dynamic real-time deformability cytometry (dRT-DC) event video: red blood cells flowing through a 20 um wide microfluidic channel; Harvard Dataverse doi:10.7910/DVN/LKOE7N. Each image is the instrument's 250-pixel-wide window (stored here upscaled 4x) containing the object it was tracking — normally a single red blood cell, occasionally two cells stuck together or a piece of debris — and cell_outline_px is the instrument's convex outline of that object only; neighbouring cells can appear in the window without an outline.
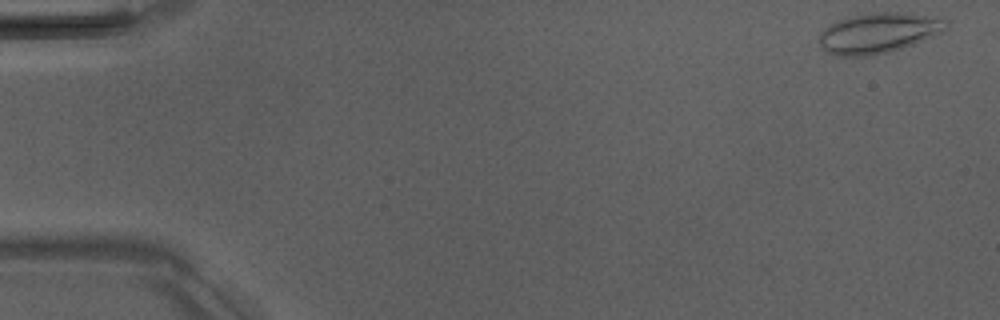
{"species": "Egyptian fruit bat (a non-hibernating species)", "species_latin": "Rousettus aegyptiacus", "temperature_condition": "room temperature", "stored_images_in_passage": 4, "camera_frame_rate_fps": 3000, "um_per_image_px": 0.085, "animal": {"sex": "male"}, "frame": {"image": 1, "passage_image": 1, "time_ms": 0.0, "image_size_px": [1000, 320], "cell_outline_px": [[948, 28], [944, 32], [912, 44], [888, 52], [868, 56], [836, 56], [820, 48], [820, 32], [832, 24], [840, 20], [872, 12], [900, 12], [924, 16], [944, 20], [948, 24]], "centroid_in_image_um": [74.65, 2.82], "position_along_channel_um": 10.3, "area_um2": 29.25}}